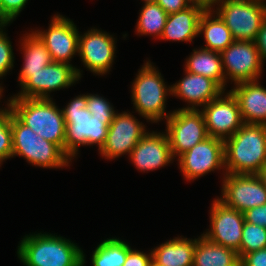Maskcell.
Segmentation results:
<instances>
[{
	"label": "cell",
	"instance_id": "1",
	"mask_svg": "<svg viewBox=\"0 0 266 266\" xmlns=\"http://www.w3.org/2000/svg\"><path fill=\"white\" fill-rule=\"evenodd\" d=\"M17 247V256L24 266H85L81 247L51 233L25 235Z\"/></svg>",
	"mask_w": 266,
	"mask_h": 266
},
{
	"label": "cell",
	"instance_id": "2",
	"mask_svg": "<svg viewBox=\"0 0 266 266\" xmlns=\"http://www.w3.org/2000/svg\"><path fill=\"white\" fill-rule=\"evenodd\" d=\"M225 171L228 174H258L266 163V125L244 123L224 140Z\"/></svg>",
	"mask_w": 266,
	"mask_h": 266
},
{
	"label": "cell",
	"instance_id": "3",
	"mask_svg": "<svg viewBox=\"0 0 266 266\" xmlns=\"http://www.w3.org/2000/svg\"><path fill=\"white\" fill-rule=\"evenodd\" d=\"M65 119L64 152L73 160L79 146L97 144L98 151L104 146L108 128L113 119H98L87 109V96L80 94L62 108Z\"/></svg>",
	"mask_w": 266,
	"mask_h": 266
},
{
	"label": "cell",
	"instance_id": "4",
	"mask_svg": "<svg viewBox=\"0 0 266 266\" xmlns=\"http://www.w3.org/2000/svg\"><path fill=\"white\" fill-rule=\"evenodd\" d=\"M6 103L24 125L64 151L65 119L53 98H9Z\"/></svg>",
	"mask_w": 266,
	"mask_h": 266
},
{
	"label": "cell",
	"instance_id": "5",
	"mask_svg": "<svg viewBox=\"0 0 266 266\" xmlns=\"http://www.w3.org/2000/svg\"><path fill=\"white\" fill-rule=\"evenodd\" d=\"M165 83L161 72L150 60L142 65L133 80L131 88L133 106L138 115L150 123H158L164 118L166 120L173 112H165L167 96L172 95L171 86Z\"/></svg>",
	"mask_w": 266,
	"mask_h": 266
},
{
	"label": "cell",
	"instance_id": "6",
	"mask_svg": "<svg viewBox=\"0 0 266 266\" xmlns=\"http://www.w3.org/2000/svg\"><path fill=\"white\" fill-rule=\"evenodd\" d=\"M12 158L24 159L38 167L62 168L71 165V158L56 144L37 135L11 112Z\"/></svg>",
	"mask_w": 266,
	"mask_h": 266
},
{
	"label": "cell",
	"instance_id": "7",
	"mask_svg": "<svg viewBox=\"0 0 266 266\" xmlns=\"http://www.w3.org/2000/svg\"><path fill=\"white\" fill-rule=\"evenodd\" d=\"M213 10L229 28L234 40L255 42L266 19V3L255 0H225Z\"/></svg>",
	"mask_w": 266,
	"mask_h": 266
},
{
	"label": "cell",
	"instance_id": "8",
	"mask_svg": "<svg viewBox=\"0 0 266 266\" xmlns=\"http://www.w3.org/2000/svg\"><path fill=\"white\" fill-rule=\"evenodd\" d=\"M67 63L52 61L43 67L21 86V91L10 98H37L52 99L50 93L64 88H69L81 79L82 70Z\"/></svg>",
	"mask_w": 266,
	"mask_h": 266
},
{
	"label": "cell",
	"instance_id": "9",
	"mask_svg": "<svg viewBox=\"0 0 266 266\" xmlns=\"http://www.w3.org/2000/svg\"><path fill=\"white\" fill-rule=\"evenodd\" d=\"M220 55L226 86L229 81L235 85L261 78L264 65L254 41L234 40Z\"/></svg>",
	"mask_w": 266,
	"mask_h": 266
},
{
	"label": "cell",
	"instance_id": "10",
	"mask_svg": "<svg viewBox=\"0 0 266 266\" xmlns=\"http://www.w3.org/2000/svg\"><path fill=\"white\" fill-rule=\"evenodd\" d=\"M165 123L174 159L209 137L200 110L176 109Z\"/></svg>",
	"mask_w": 266,
	"mask_h": 266
},
{
	"label": "cell",
	"instance_id": "11",
	"mask_svg": "<svg viewBox=\"0 0 266 266\" xmlns=\"http://www.w3.org/2000/svg\"><path fill=\"white\" fill-rule=\"evenodd\" d=\"M184 179L194 181L205 174L225 170L224 140L208 137L177 158Z\"/></svg>",
	"mask_w": 266,
	"mask_h": 266
},
{
	"label": "cell",
	"instance_id": "12",
	"mask_svg": "<svg viewBox=\"0 0 266 266\" xmlns=\"http://www.w3.org/2000/svg\"><path fill=\"white\" fill-rule=\"evenodd\" d=\"M222 179V196L218 199L228 207L244 213L266 204V189L257 174L225 173Z\"/></svg>",
	"mask_w": 266,
	"mask_h": 266
},
{
	"label": "cell",
	"instance_id": "13",
	"mask_svg": "<svg viewBox=\"0 0 266 266\" xmlns=\"http://www.w3.org/2000/svg\"><path fill=\"white\" fill-rule=\"evenodd\" d=\"M211 205L210 229L202 235L213 243L235 250L240 258L244 213L228 207L218 197Z\"/></svg>",
	"mask_w": 266,
	"mask_h": 266
},
{
	"label": "cell",
	"instance_id": "14",
	"mask_svg": "<svg viewBox=\"0 0 266 266\" xmlns=\"http://www.w3.org/2000/svg\"><path fill=\"white\" fill-rule=\"evenodd\" d=\"M200 110L209 137L225 140L244 124L238 102L230 91H223Z\"/></svg>",
	"mask_w": 266,
	"mask_h": 266
},
{
	"label": "cell",
	"instance_id": "15",
	"mask_svg": "<svg viewBox=\"0 0 266 266\" xmlns=\"http://www.w3.org/2000/svg\"><path fill=\"white\" fill-rule=\"evenodd\" d=\"M144 123L130 112L116 113L110 123L107 138L99 154L113 160L121 155H130L139 140L147 133Z\"/></svg>",
	"mask_w": 266,
	"mask_h": 266
},
{
	"label": "cell",
	"instance_id": "16",
	"mask_svg": "<svg viewBox=\"0 0 266 266\" xmlns=\"http://www.w3.org/2000/svg\"><path fill=\"white\" fill-rule=\"evenodd\" d=\"M116 49L115 38L106 31L94 27L79 34L78 55L93 74L103 76L111 71Z\"/></svg>",
	"mask_w": 266,
	"mask_h": 266
},
{
	"label": "cell",
	"instance_id": "17",
	"mask_svg": "<svg viewBox=\"0 0 266 266\" xmlns=\"http://www.w3.org/2000/svg\"><path fill=\"white\" fill-rule=\"evenodd\" d=\"M33 32L44 43L53 61L72 65L70 61L78 53L80 34L72 20L57 13L47 30Z\"/></svg>",
	"mask_w": 266,
	"mask_h": 266
},
{
	"label": "cell",
	"instance_id": "18",
	"mask_svg": "<svg viewBox=\"0 0 266 266\" xmlns=\"http://www.w3.org/2000/svg\"><path fill=\"white\" fill-rule=\"evenodd\" d=\"M129 159L144 173L168 166L174 158L166 132L148 131L133 148Z\"/></svg>",
	"mask_w": 266,
	"mask_h": 266
},
{
	"label": "cell",
	"instance_id": "19",
	"mask_svg": "<svg viewBox=\"0 0 266 266\" xmlns=\"http://www.w3.org/2000/svg\"><path fill=\"white\" fill-rule=\"evenodd\" d=\"M181 80L171 85L172 96L187 102L181 110H200L199 107L217 98L224 90L211 78L188 72L184 69ZM198 107V108H197Z\"/></svg>",
	"mask_w": 266,
	"mask_h": 266
},
{
	"label": "cell",
	"instance_id": "20",
	"mask_svg": "<svg viewBox=\"0 0 266 266\" xmlns=\"http://www.w3.org/2000/svg\"><path fill=\"white\" fill-rule=\"evenodd\" d=\"M230 90L236 98L244 123L266 125V88L259 80L235 84Z\"/></svg>",
	"mask_w": 266,
	"mask_h": 266
},
{
	"label": "cell",
	"instance_id": "21",
	"mask_svg": "<svg viewBox=\"0 0 266 266\" xmlns=\"http://www.w3.org/2000/svg\"><path fill=\"white\" fill-rule=\"evenodd\" d=\"M204 11L203 6L193 2L186 9L169 14L160 39L192 42L199 35V20Z\"/></svg>",
	"mask_w": 266,
	"mask_h": 266
},
{
	"label": "cell",
	"instance_id": "22",
	"mask_svg": "<svg viewBox=\"0 0 266 266\" xmlns=\"http://www.w3.org/2000/svg\"><path fill=\"white\" fill-rule=\"evenodd\" d=\"M197 238L178 236L151 250L153 266H193Z\"/></svg>",
	"mask_w": 266,
	"mask_h": 266
},
{
	"label": "cell",
	"instance_id": "23",
	"mask_svg": "<svg viewBox=\"0 0 266 266\" xmlns=\"http://www.w3.org/2000/svg\"><path fill=\"white\" fill-rule=\"evenodd\" d=\"M30 32L25 33L20 43L24 62L18 76L19 86H22L31 77V73L40 71L53 61L44 43L33 30Z\"/></svg>",
	"mask_w": 266,
	"mask_h": 266
},
{
	"label": "cell",
	"instance_id": "24",
	"mask_svg": "<svg viewBox=\"0 0 266 266\" xmlns=\"http://www.w3.org/2000/svg\"><path fill=\"white\" fill-rule=\"evenodd\" d=\"M185 61L184 68L186 71L211 78L224 91L226 90V80L220 52L196 48L193 49V52Z\"/></svg>",
	"mask_w": 266,
	"mask_h": 266
},
{
	"label": "cell",
	"instance_id": "25",
	"mask_svg": "<svg viewBox=\"0 0 266 266\" xmlns=\"http://www.w3.org/2000/svg\"><path fill=\"white\" fill-rule=\"evenodd\" d=\"M199 35L203 33L207 50L221 52L233 41L231 31L213 9H205L199 20Z\"/></svg>",
	"mask_w": 266,
	"mask_h": 266
},
{
	"label": "cell",
	"instance_id": "26",
	"mask_svg": "<svg viewBox=\"0 0 266 266\" xmlns=\"http://www.w3.org/2000/svg\"><path fill=\"white\" fill-rule=\"evenodd\" d=\"M193 266H240L238 253L208 240L202 234L197 238Z\"/></svg>",
	"mask_w": 266,
	"mask_h": 266
},
{
	"label": "cell",
	"instance_id": "27",
	"mask_svg": "<svg viewBox=\"0 0 266 266\" xmlns=\"http://www.w3.org/2000/svg\"><path fill=\"white\" fill-rule=\"evenodd\" d=\"M131 246L119 238H107L94 250L91 263L93 266H123Z\"/></svg>",
	"mask_w": 266,
	"mask_h": 266
},
{
	"label": "cell",
	"instance_id": "28",
	"mask_svg": "<svg viewBox=\"0 0 266 266\" xmlns=\"http://www.w3.org/2000/svg\"><path fill=\"white\" fill-rule=\"evenodd\" d=\"M168 14L158 3H144L138 16L136 32L139 36L150 35L160 39Z\"/></svg>",
	"mask_w": 266,
	"mask_h": 266
},
{
	"label": "cell",
	"instance_id": "29",
	"mask_svg": "<svg viewBox=\"0 0 266 266\" xmlns=\"http://www.w3.org/2000/svg\"><path fill=\"white\" fill-rule=\"evenodd\" d=\"M266 248V228L244 222L240 244V259L247 253Z\"/></svg>",
	"mask_w": 266,
	"mask_h": 266
},
{
	"label": "cell",
	"instance_id": "30",
	"mask_svg": "<svg viewBox=\"0 0 266 266\" xmlns=\"http://www.w3.org/2000/svg\"><path fill=\"white\" fill-rule=\"evenodd\" d=\"M9 158H12L11 110L6 105L0 108V166Z\"/></svg>",
	"mask_w": 266,
	"mask_h": 266
},
{
	"label": "cell",
	"instance_id": "31",
	"mask_svg": "<svg viewBox=\"0 0 266 266\" xmlns=\"http://www.w3.org/2000/svg\"><path fill=\"white\" fill-rule=\"evenodd\" d=\"M6 26L8 24H0V79H3L8 74L7 72L13 69L15 58L12 43L4 32ZM0 89L4 90L1 84Z\"/></svg>",
	"mask_w": 266,
	"mask_h": 266
},
{
	"label": "cell",
	"instance_id": "32",
	"mask_svg": "<svg viewBox=\"0 0 266 266\" xmlns=\"http://www.w3.org/2000/svg\"><path fill=\"white\" fill-rule=\"evenodd\" d=\"M87 96V109L91 116L98 119H114L117 113L113 105L104 97L98 94H85Z\"/></svg>",
	"mask_w": 266,
	"mask_h": 266
},
{
	"label": "cell",
	"instance_id": "33",
	"mask_svg": "<svg viewBox=\"0 0 266 266\" xmlns=\"http://www.w3.org/2000/svg\"><path fill=\"white\" fill-rule=\"evenodd\" d=\"M28 0H0V24H9L19 16Z\"/></svg>",
	"mask_w": 266,
	"mask_h": 266
},
{
	"label": "cell",
	"instance_id": "34",
	"mask_svg": "<svg viewBox=\"0 0 266 266\" xmlns=\"http://www.w3.org/2000/svg\"><path fill=\"white\" fill-rule=\"evenodd\" d=\"M144 253L136 249H130L123 266H152V254Z\"/></svg>",
	"mask_w": 266,
	"mask_h": 266
},
{
	"label": "cell",
	"instance_id": "35",
	"mask_svg": "<svg viewBox=\"0 0 266 266\" xmlns=\"http://www.w3.org/2000/svg\"><path fill=\"white\" fill-rule=\"evenodd\" d=\"M245 222L266 228V204L256 206L244 212Z\"/></svg>",
	"mask_w": 266,
	"mask_h": 266
},
{
	"label": "cell",
	"instance_id": "36",
	"mask_svg": "<svg viewBox=\"0 0 266 266\" xmlns=\"http://www.w3.org/2000/svg\"><path fill=\"white\" fill-rule=\"evenodd\" d=\"M240 266H266V248L245 254L240 259Z\"/></svg>",
	"mask_w": 266,
	"mask_h": 266
},
{
	"label": "cell",
	"instance_id": "37",
	"mask_svg": "<svg viewBox=\"0 0 266 266\" xmlns=\"http://www.w3.org/2000/svg\"><path fill=\"white\" fill-rule=\"evenodd\" d=\"M169 15L178 11L184 10L189 7L192 0H157V2Z\"/></svg>",
	"mask_w": 266,
	"mask_h": 266
},
{
	"label": "cell",
	"instance_id": "38",
	"mask_svg": "<svg viewBox=\"0 0 266 266\" xmlns=\"http://www.w3.org/2000/svg\"><path fill=\"white\" fill-rule=\"evenodd\" d=\"M255 43L260 53L261 61L264 65L266 60V19L261 24Z\"/></svg>",
	"mask_w": 266,
	"mask_h": 266
},
{
	"label": "cell",
	"instance_id": "39",
	"mask_svg": "<svg viewBox=\"0 0 266 266\" xmlns=\"http://www.w3.org/2000/svg\"><path fill=\"white\" fill-rule=\"evenodd\" d=\"M224 1L225 0H196V3L203 6L205 9H213L215 5Z\"/></svg>",
	"mask_w": 266,
	"mask_h": 266
},
{
	"label": "cell",
	"instance_id": "40",
	"mask_svg": "<svg viewBox=\"0 0 266 266\" xmlns=\"http://www.w3.org/2000/svg\"><path fill=\"white\" fill-rule=\"evenodd\" d=\"M257 176L260 178L266 189V163L263 165Z\"/></svg>",
	"mask_w": 266,
	"mask_h": 266
},
{
	"label": "cell",
	"instance_id": "41",
	"mask_svg": "<svg viewBox=\"0 0 266 266\" xmlns=\"http://www.w3.org/2000/svg\"><path fill=\"white\" fill-rule=\"evenodd\" d=\"M143 1L144 3H156L157 2V0H143Z\"/></svg>",
	"mask_w": 266,
	"mask_h": 266
},
{
	"label": "cell",
	"instance_id": "42",
	"mask_svg": "<svg viewBox=\"0 0 266 266\" xmlns=\"http://www.w3.org/2000/svg\"><path fill=\"white\" fill-rule=\"evenodd\" d=\"M2 93H3V91L0 89V100H1V97H3V94Z\"/></svg>",
	"mask_w": 266,
	"mask_h": 266
},
{
	"label": "cell",
	"instance_id": "43",
	"mask_svg": "<svg viewBox=\"0 0 266 266\" xmlns=\"http://www.w3.org/2000/svg\"><path fill=\"white\" fill-rule=\"evenodd\" d=\"M255 1H260V2L266 3V2H265L266 0H255Z\"/></svg>",
	"mask_w": 266,
	"mask_h": 266
}]
</instances>
